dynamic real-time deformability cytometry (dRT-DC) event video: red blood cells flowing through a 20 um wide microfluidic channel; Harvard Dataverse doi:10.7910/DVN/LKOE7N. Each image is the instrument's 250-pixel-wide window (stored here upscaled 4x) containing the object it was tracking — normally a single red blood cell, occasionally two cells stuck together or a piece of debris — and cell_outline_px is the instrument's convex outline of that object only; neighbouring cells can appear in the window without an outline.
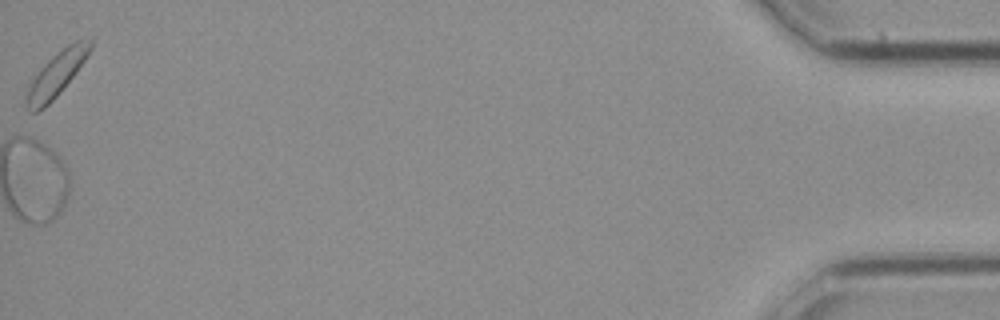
{"species": "common noctule bat (a hibernating species)", "species_latin": "Nyctalus noctula", "temperature_condition": "cold", "stored_images_in_passage": 20, "camera_frame_rate_fps": 3000, "um_per_image_px": 0.085, "animal": {"sex": "female", "body_mass_g": 21.9}, "frame": {"image": 1, "passage_image": 20, "time_ms": 6.333, "image_size_px": [1000, 320], "cell_outline_px": [[92, 48], [76, 72], [56, 96], [44, 108], [36, 112], [28, 112], [24, 104], [24, 100], [28, 88], [32, 80], [40, 68], [56, 52], [68, 44], [76, 40], [92, 40]], "centroid_in_image_um": [4.75, 6.34], "position_along_channel_um": 430.5, "area_um2": 16.3}}